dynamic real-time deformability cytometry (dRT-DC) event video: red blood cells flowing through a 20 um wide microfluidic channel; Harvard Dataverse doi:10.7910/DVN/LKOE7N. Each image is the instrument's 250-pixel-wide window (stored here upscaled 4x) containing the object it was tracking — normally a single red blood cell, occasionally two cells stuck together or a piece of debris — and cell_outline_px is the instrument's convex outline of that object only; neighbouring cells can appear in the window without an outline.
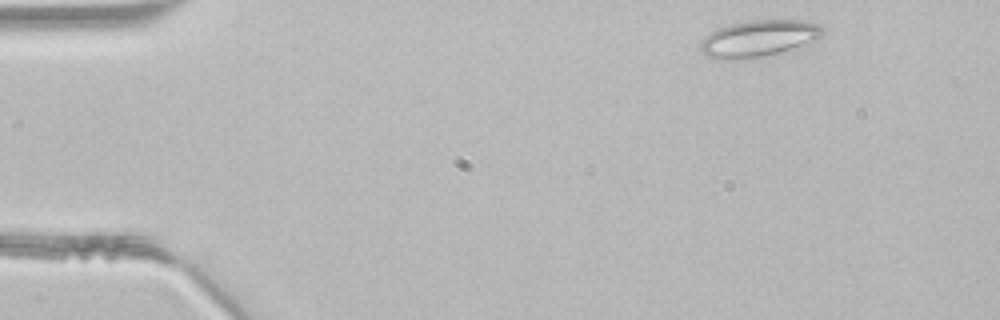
{"species": "common noctule bat (a hibernating species)", "species_latin": "Nyctalus noctula", "temperature_condition": "room temperature", "stored_images_in_passage": 42, "segment_of_instrument_passage": [1, 2], "camera_frame_rate_fps": 3000, "um_per_image_px": 0.085, "animal": {"sex": "male", "body_mass_g": 21.5, "forearm_length_mm": 52.0}, "frame": {"image": 1, "passage_image": 2, "time_ms": 0.333, "image_size_px": [1000, 320], "cell_outline_px": [[824, 36], [808, 44], [780, 52], [760, 56], [736, 60], [720, 60], [704, 56], [700, 52], [700, 44], [716, 28], [728, 24], [748, 20], [804, 20], [820, 24], [824, 28]], "centroid_in_image_um": [64.51, 3.26], "position_along_channel_um": 20.5, "area_um2": 26.41}}
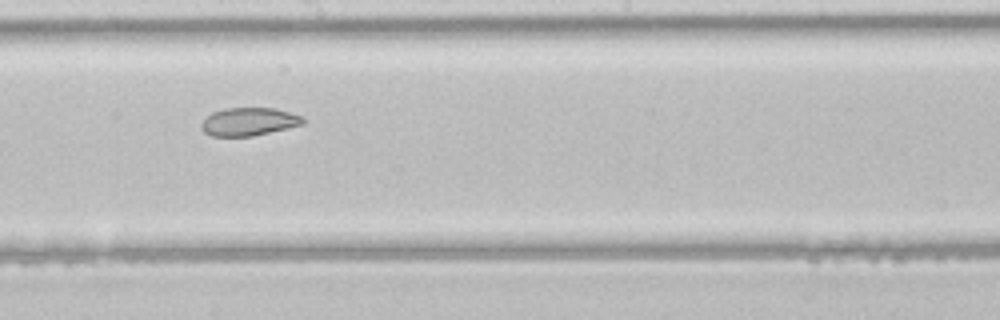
{"frame": {"image": 2, "passage_image": 22, "time_ms": 7.0, "image_size_px": [1000, 320], "cell_outline_px": [[304, 124], [288, 128], [252, 136], [212, 136], [204, 132], [200, 128], [200, 124], [212, 112], [224, 108], [276, 108], [304, 116]], "centroid_in_image_um": [21.17, 10.34], "position_along_channel_um": 227.0, "area_um2": 16.7}}
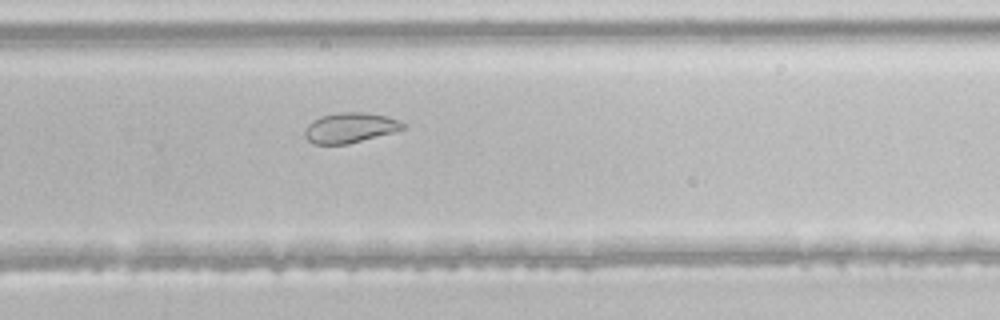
{"frame": {"image": 3, "passage_image": 27, "time_ms": 8.667, "image_size_px": [1000, 320], "cell_outline_px": [[404, 128], [396, 132], [348, 144], [312, 144], [304, 136], [304, 132], [308, 124], [312, 120], [320, 116], [336, 112], [368, 112], [388, 116], [400, 120], [404, 124]], "centroid_in_image_um": [29.76, 10.85], "position_along_channel_um": 300.0, "area_um2": 17.57}}